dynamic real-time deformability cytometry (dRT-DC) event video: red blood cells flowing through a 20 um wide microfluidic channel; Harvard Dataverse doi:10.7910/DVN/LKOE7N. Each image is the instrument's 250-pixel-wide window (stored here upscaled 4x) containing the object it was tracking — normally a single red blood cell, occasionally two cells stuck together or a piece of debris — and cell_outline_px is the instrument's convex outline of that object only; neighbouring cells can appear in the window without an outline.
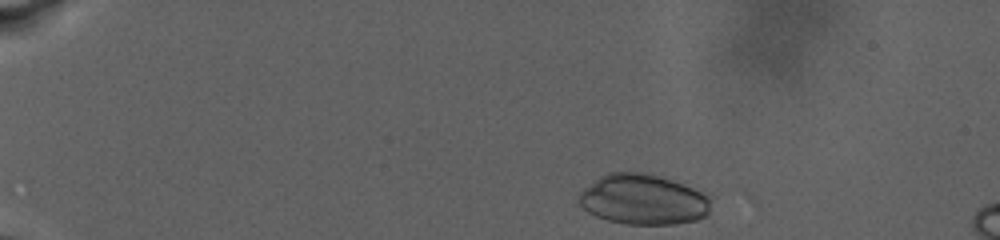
{"species": "human", "species_latin": "Homo sapiens", "temperature_condition": "warm", "stored_images_in_passage": 66, "camera_frame_rate_fps": 3000, "um_per_image_px": 0.085, "donor": {"sex": "male"}, "frame": {"image": 1, "passage_image": 2, "time_ms": 0.333, "image_size_px": [1000, 240], "cell_outline_px": [[708, 216], [696, 220], [672, 224], [628, 224], [608, 220], [596, 216], [588, 212], [576, 200], [580, 192], [584, 188], [600, 176], [608, 172], [652, 172], [692, 188], [708, 196]], "centroid_in_image_um": [54.63, 16.94], "position_along_channel_um": 30.4, "area_um2": 38.67}}
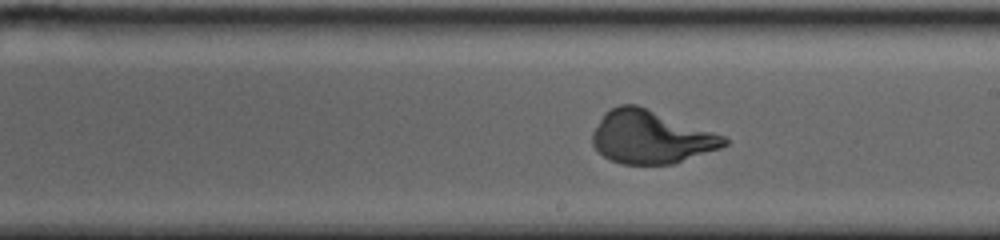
{"frame": {"image": 2, "passage_image": 34, "time_ms": 13.333, "image_size_px": [1000, 240], "cell_outline_px": [[728, 144], [720, 148], [672, 164], [624, 164], [612, 160], [604, 156], [592, 144], [592, 132], [604, 112], [620, 104], [636, 104], [724, 136], [728, 140]], "centroid_in_image_um": [55.29, 11.65], "position_along_channel_um": 233.7, "area_um2": 40.23}}
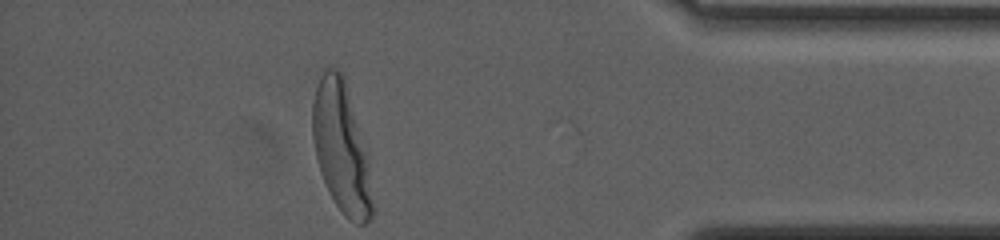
{"frame": {"image": 3, "passage_image": 66, "time_ms": 21.667, "image_size_px": [1000, 240], "cell_outline_px": [[376, 212], [364, 224], [356, 224], [348, 220], [344, 216], [336, 204], [320, 172], [316, 156], [312, 136], [312, 100], [316, 84], [324, 68], [336, 68], [344, 76], [368, 160]], "centroid_in_image_um": [29.02, 12.59], "position_along_channel_um": 406.2, "area_um2": 45.49}, "authors_computed_cell_mechanics": {"area_um2": 40.0554, "velocity_mm_per_s": 2.407, "shape_relaxation_time_tau1_ms": 3.8789, "shape_relaxation_time_tau2_ms": null, "deformation_change_tau1": 0.1996, "deformation_change_tau2": null}}